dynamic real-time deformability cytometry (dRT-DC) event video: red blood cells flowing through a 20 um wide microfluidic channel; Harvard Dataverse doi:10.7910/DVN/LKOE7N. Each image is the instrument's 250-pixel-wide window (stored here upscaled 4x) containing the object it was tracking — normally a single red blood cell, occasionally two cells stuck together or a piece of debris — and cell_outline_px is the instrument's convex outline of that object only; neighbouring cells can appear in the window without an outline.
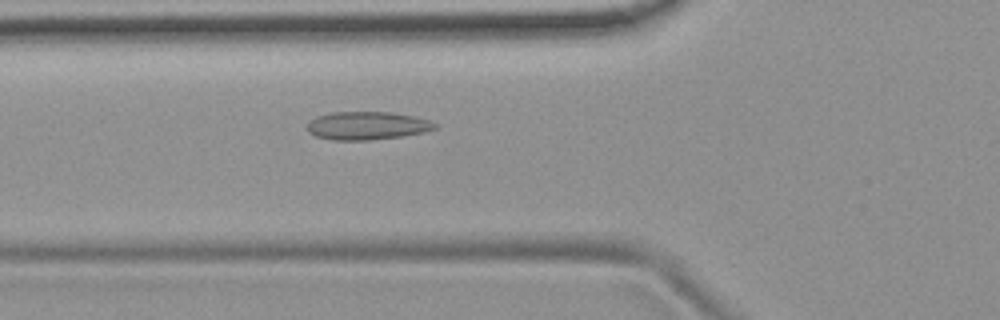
{"species": "common noctule bat (a hibernating species)", "species_latin": "Nyctalus noctula", "temperature_condition": "room temperature", "stored_images_in_passage": 6, "camera_frame_rate_fps": 3000, "um_per_image_px": 0.085, "animal": {"sex": "female", "body_mass_g": 19.9}, "frame": {"image": 1, "passage_image": 6, "time_ms": 5.667, "image_size_px": [1000, 320], "cell_outline_px": [[436, 128], [424, 132], [404, 136], [368, 140], [332, 140], [316, 136], [308, 132], [308, 120], [316, 116], [332, 112], [392, 112], [416, 116], [428, 120], [436, 124]], "centroid_in_image_um": [31.19, 10.68], "position_along_channel_um": 94.6, "area_um2": 21.04}}